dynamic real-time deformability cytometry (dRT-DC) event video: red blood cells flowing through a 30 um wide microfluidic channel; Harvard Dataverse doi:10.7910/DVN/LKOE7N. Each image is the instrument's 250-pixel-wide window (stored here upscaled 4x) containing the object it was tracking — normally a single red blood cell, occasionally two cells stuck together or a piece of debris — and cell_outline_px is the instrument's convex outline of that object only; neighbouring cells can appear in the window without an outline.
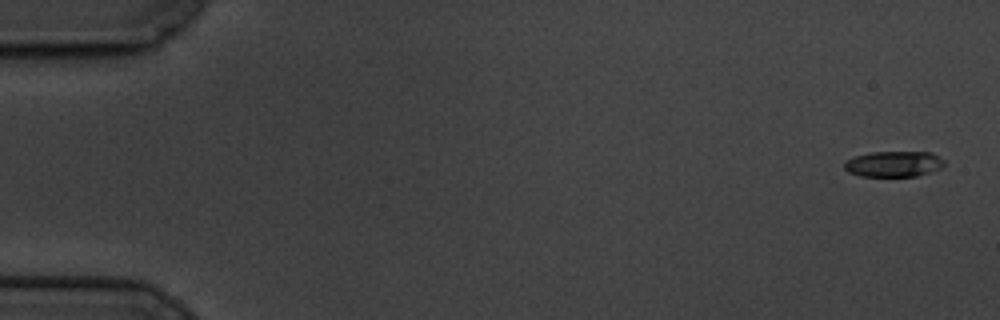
{"species": "common noctule bat (a hibernating species)", "species_latin": "Nyctalus noctula", "temperature_condition": "cold", "stored_images_in_passage": 8, "camera_frame_rate_fps": 3000, "um_per_image_px": 0.085, "animal": {"sex": "male", "body_mass_g": 19.5, "forearm_length_mm": 54.6}, "frame": {"image": 1, "passage_image": 1, "time_ms": 0.0, "image_size_px": [1000, 320], "cell_outline_px": [[944, 164], [940, 168], [932, 172], [916, 176], [860, 176], [848, 172], [844, 168], [844, 160], [868, 152], [932, 152], [944, 160]], "centroid_in_image_um": [75.95, 13.93], "position_along_channel_um": 9.1, "area_um2": 15.09}}
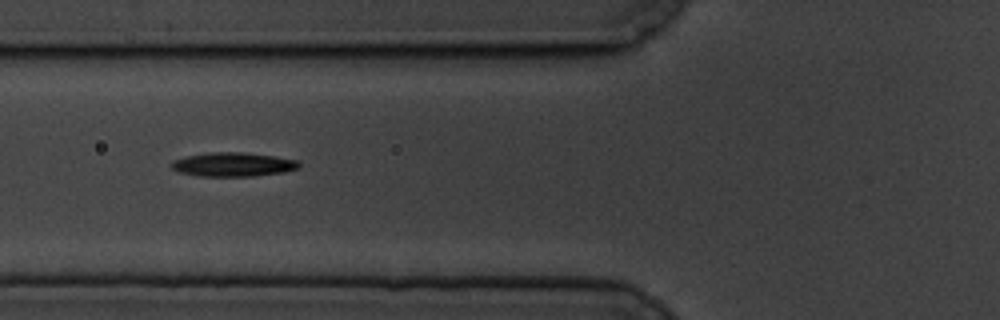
{"frame": {"image": 2, "passage_image": 7, "time_ms": 7.0, "image_size_px": [1000, 320], "cell_outline_px": [[300, 168], [284, 172], [252, 176], [200, 176], [180, 172], [172, 168], [172, 160], [184, 156], [208, 152], [244, 152], [300, 160]], "centroid_in_image_um": [19.83, 13.97], "position_along_channel_um": 106.0, "area_um2": 17.92}}
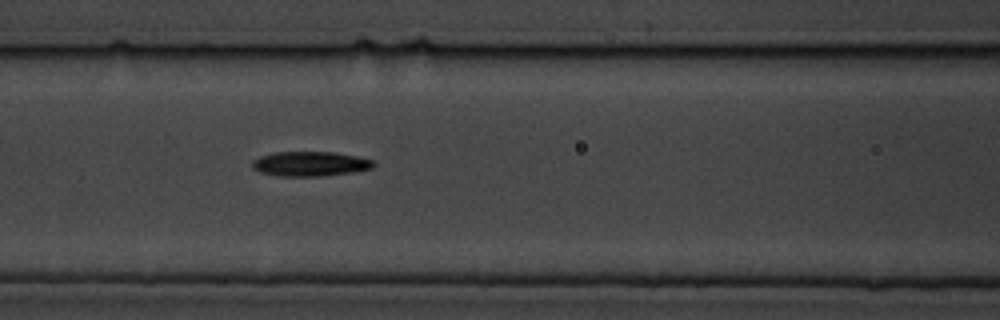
{"frame": {"image": 3, "passage_image": 8, "time_ms": 8.0, "image_size_px": [1000, 320], "cell_outline_px": [[376, 164], [372, 168], [352, 172], [320, 176], [276, 176], [260, 172], [252, 168], [252, 160], [260, 156], [276, 152], [332, 152], [356, 156], [376, 160]], "centroid_in_image_um": [26.36, 13.92], "position_along_channel_um": 140.2, "area_um2": 17.51}}